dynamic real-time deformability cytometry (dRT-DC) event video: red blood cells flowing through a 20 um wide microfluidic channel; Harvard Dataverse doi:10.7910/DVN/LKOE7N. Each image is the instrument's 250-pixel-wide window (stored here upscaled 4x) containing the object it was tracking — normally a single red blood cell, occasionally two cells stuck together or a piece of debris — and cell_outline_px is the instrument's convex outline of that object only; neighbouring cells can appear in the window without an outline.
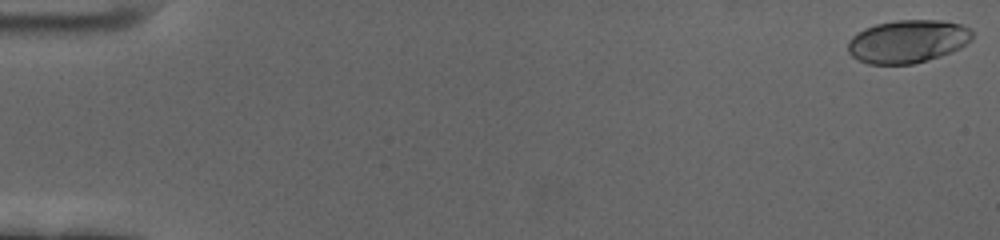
{"species": "human", "species_latin": "Homo sapiens", "temperature_condition": "cold", "stored_images_in_passage": 60, "camera_frame_rate_fps": 3000, "um_per_image_px": 0.085, "donor": {"sex": "female"}, "frame": {"image": 1, "passage_image": 1, "time_ms": 0.0, "image_size_px": [1000, 240], "cell_outline_px": [[972, 40], [960, 48], [952, 52], [928, 60], [912, 64], [868, 64], [856, 60], [848, 52], [848, 40], [856, 32], [864, 28], [876, 24], [896, 20], [940, 20], [960, 24], [972, 28]], "centroid_in_image_um": [77.14, 3.52], "position_along_channel_um": 7.9, "area_um2": 31.5}}
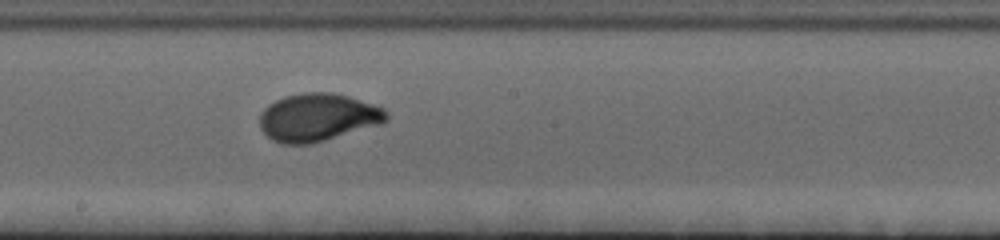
{"frame": {"image": 2, "passage_image": 34, "time_ms": 11.0, "image_size_px": [1000, 240], "cell_outline_px": [[388, 120], [380, 124], [312, 144], [280, 144], [272, 140], [260, 128], [260, 112], [268, 104], [284, 96], [304, 92], [332, 92], [348, 96], [384, 108], [388, 112]], "centroid_in_image_um": [26.99, 9.97], "position_along_channel_um": 221.2, "area_um2": 35.43}}
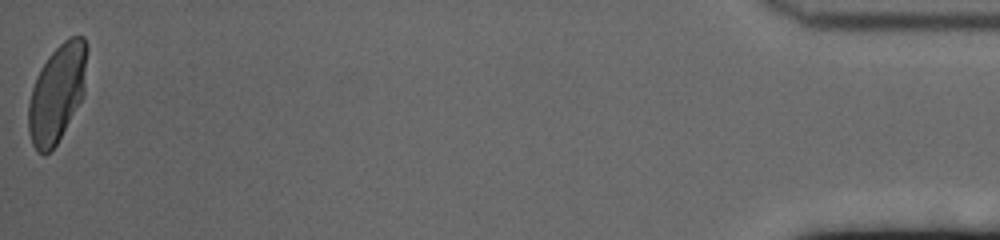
{"frame": {"image": 3, "passage_image": 60, "time_ms": 19.667, "image_size_px": [1000, 240], "cell_outline_px": [[88, 48], [84, 96], [56, 144], [44, 156], [36, 152], [32, 144], [28, 132], [28, 104], [32, 88], [36, 76], [40, 68], [48, 56], [64, 40], [72, 36], [84, 36], [88, 44]], "centroid_in_image_um": [4.86, 7.91], "position_along_channel_um": 430.3, "area_um2": 33.7}, "authors_computed_cell_mechanics": {"area_um2": 33.2061, "velocity_mm_per_s": 3.4275, "shape_relaxation_time_tau1_ms": 3.1293, "shape_relaxation_time_tau2_ms": null, "deformation_change_tau1": 0.1601, "deformation_change_tau2": null}}